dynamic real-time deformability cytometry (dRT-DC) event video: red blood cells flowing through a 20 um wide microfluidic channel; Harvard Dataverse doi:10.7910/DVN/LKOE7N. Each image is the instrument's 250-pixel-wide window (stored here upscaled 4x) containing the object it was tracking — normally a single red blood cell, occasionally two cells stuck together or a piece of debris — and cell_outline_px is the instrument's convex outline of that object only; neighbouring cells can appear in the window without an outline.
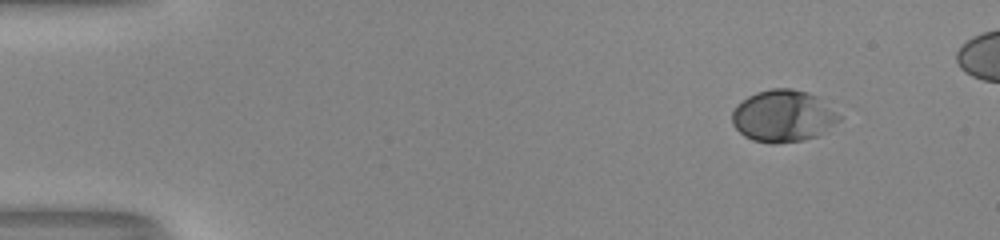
{"species": "human", "species_latin": "Homo sapiens", "temperature_condition": "room temperature", "stored_images_in_passage": 46, "camera_frame_rate_fps": 3000, "um_per_image_px": 0.085, "donor": {"sex": "male"}, "frame": {"image": 1, "passage_image": 1, "time_ms": 0.0, "image_size_px": [1000, 240], "cell_outline_px": [[844, 116], [840, 120], [816, 136], [800, 140], [776, 144], [772, 144], [752, 140], [744, 136], [732, 124], [732, 112], [736, 104], [740, 100], [756, 92], [772, 88], [792, 88], [808, 92], [816, 96]], "centroid_in_image_um": [66.54, 9.85], "position_along_channel_um": 18.5, "area_um2": 32.54}}
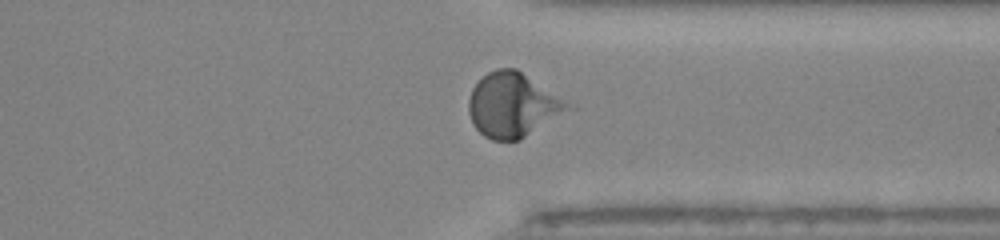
{"frame": {"image": 2, "passage_image": 36, "time_ms": 11.667, "image_size_px": [1000, 240], "cell_outline_px": [[580, 108], [520, 140], [492, 140], [484, 136], [472, 124], [468, 112], [468, 100], [472, 88], [488, 72], [496, 68], [516, 68]], "centroid_in_image_um": [43.69, 8.95], "position_along_channel_um": 367.7, "area_um2": 38.21}}
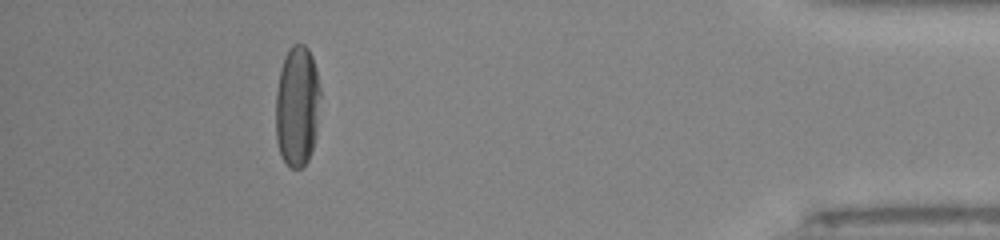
{"frame": {"image": 3, "passage_image": 43, "time_ms": 14.0, "image_size_px": [1000, 240], "cell_outline_px": [[320, 96], [316, 136], [308, 160], [300, 168], [292, 168], [284, 160], [280, 152], [276, 140], [276, 92], [280, 68], [284, 56], [288, 48], [292, 44], [304, 44], [308, 48], [312, 56], [316, 68], [320, 88]], "centroid_in_image_um": [25.26, 8.98], "position_along_channel_um": 409.9, "area_um2": 31.67}}